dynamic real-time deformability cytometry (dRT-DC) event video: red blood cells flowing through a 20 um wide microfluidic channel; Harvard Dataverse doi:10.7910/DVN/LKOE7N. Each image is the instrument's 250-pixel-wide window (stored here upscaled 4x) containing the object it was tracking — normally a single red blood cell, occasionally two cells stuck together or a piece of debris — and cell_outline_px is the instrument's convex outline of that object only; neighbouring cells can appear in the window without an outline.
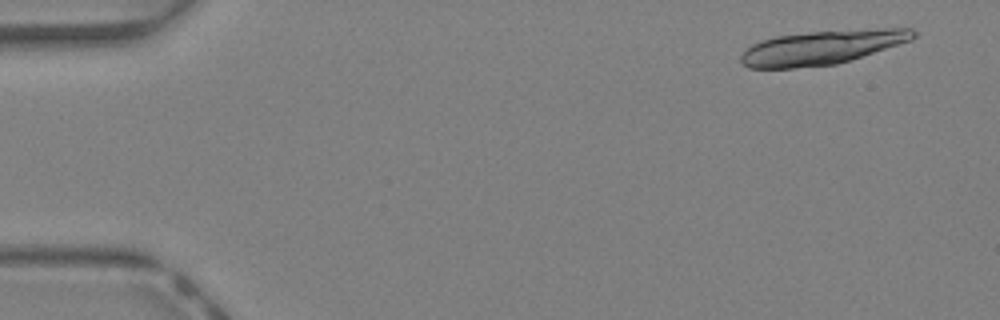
{"species": "Egyptian fruit bat (a non-hibernating species)", "species_latin": "Rousettus aegyptiacus", "temperature_condition": "warm", "stored_images_in_passage": 8, "camera_frame_rate_fps": 3000, "um_per_image_px": 0.085, "animal": {"sex": "female"}, "frame": {"image": 1, "passage_image": 3, "time_ms": 0.667, "image_size_px": [1000, 320], "cell_outline_px": [[916, 36], [912, 40], [836, 64], [792, 68], [748, 68], [740, 60], [740, 56], [752, 44], [760, 40], [776, 36], [812, 32], [884, 28], [912, 28], [916, 32]], "centroid_in_image_um": [69.85, 4.03], "position_along_channel_um": 15.1, "area_um2": 33.81}}